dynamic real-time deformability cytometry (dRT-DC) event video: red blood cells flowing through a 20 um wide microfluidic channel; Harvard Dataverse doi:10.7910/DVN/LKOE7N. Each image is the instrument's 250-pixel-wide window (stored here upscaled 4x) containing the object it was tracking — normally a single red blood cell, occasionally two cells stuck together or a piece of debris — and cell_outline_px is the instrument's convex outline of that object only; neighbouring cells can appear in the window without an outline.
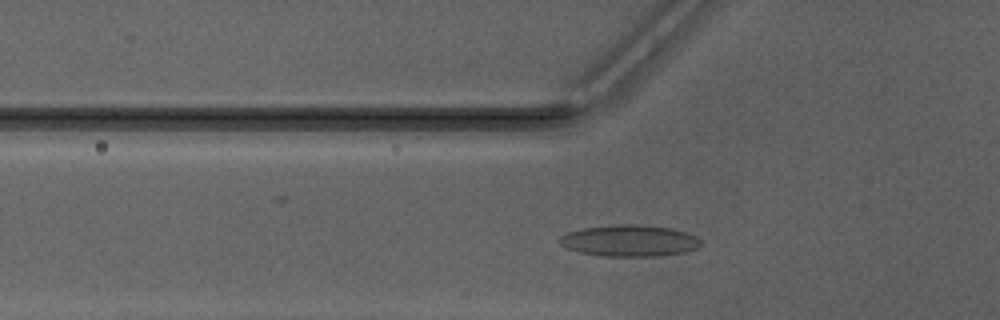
{"species": "Egyptian fruit bat (a non-hibernating species)", "species_latin": "Rousettus aegyptiacus", "temperature_condition": "warm", "stored_images_in_passage": 33, "camera_frame_rate_fps": 3000, "um_per_image_px": 0.085, "animal": {"sex": "male"}, "frame": {"image": 1, "passage_image": 9, "time_ms": 2.667, "image_size_px": [1000, 320], "cell_outline_px": [[700, 244], [696, 248], [684, 252], [660, 256], [604, 256], [580, 252], [564, 248], [556, 240], [560, 236], [568, 232], [584, 228], [616, 224], [640, 224], [672, 228], [688, 232], [696, 236], [700, 240]], "centroid_in_image_um": [53.48, 20.45], "position_along_channel_um": 72.3, "area_um2": 26.13}}
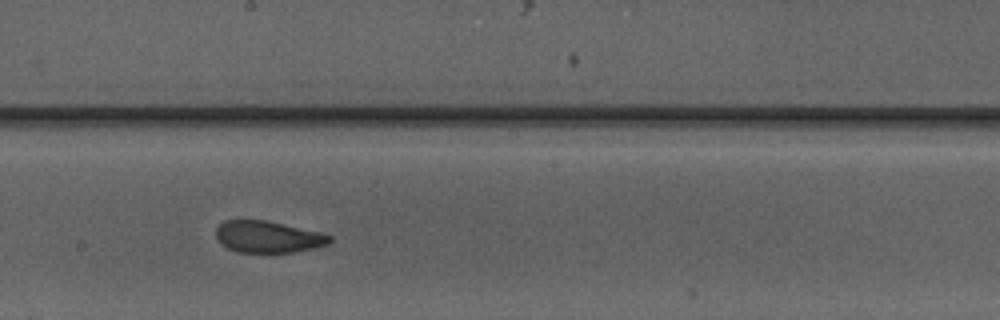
{"frame": {"image": 2, "passage_image": 20, "time_ms": 6.333, "image_size_px": [1000, 320], "cell_outline_px": [[332, 240], [328, 244], [312, 248], [292, 252], [240, 252], [228, 248], [220, 244], [216, 240], [216, 228], [224, 220], [264, 220], [320, 232], [332, 236]], "centroid_in_image_um": [22.74, 20.13], "position_along_channel_um": 225.5, "area_um2": 20.87}}
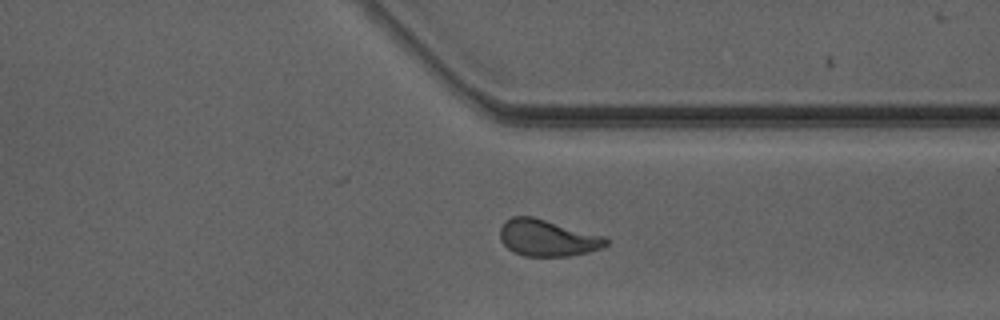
{"frame": {"image": 3, "passage_image": 30, "time_ms": 9.667, "image_size_px": [1000, 320], "cell_outline_px": [[608, 244], [600, 248], [588, 252], [568, 256], [524, 256], [512, 252], [500, 240], [500, 228], [512, 216], [532, 216], [604, 236], [608, 240]], "centroid_in_image_um": [46.52, 20.23], "position_along_channel_um": 364.9, "area_um2": 22.43}, "authors_computed_cell_mechanics": {"area_um2": 22.3686, "velocity_mm_per_s": 4.18, "shape_relaxation_time_tau1_ms": 5.0191, "shape_relaxation_time_tau2_ms": 1.2265, "deformation_change_tau1": 0.1654, "deformation_change_tau2": 0.0684}}